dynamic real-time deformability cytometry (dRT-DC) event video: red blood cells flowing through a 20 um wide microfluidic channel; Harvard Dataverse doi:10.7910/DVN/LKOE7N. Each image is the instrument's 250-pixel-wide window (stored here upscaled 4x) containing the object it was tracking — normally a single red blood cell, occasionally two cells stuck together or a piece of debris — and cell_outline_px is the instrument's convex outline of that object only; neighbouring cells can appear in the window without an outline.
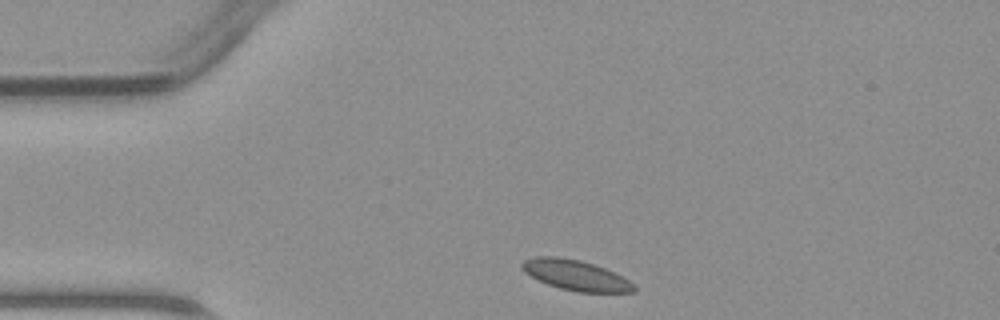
{"species": "common noctule bat (a hibernating species)", "species_latin": "Nyctalus noctula", "temperature_condition": "warm", "stored_images_in_passage": 29, "camera_frame_rate_fps": 3000, "um_per_image_px": 0.085, "animal": {"sex": "male", "body_mass_g": 23.1, "forearm_length_mm": 52.7}, "frame": {"image": 1, "passage_image": 1, "time_ms": 0.0, "image_size_px": [1000, 320], "cell_outline_px": [[636, 292], [576, 292], [560, 288], [548, 284], [524, 272], [520, 264], [524, 260], [536, 256], [556, 256], [580, 260], [604, 268], [628, 280], [636, 288]], "centroid_in_image_um": [48.91, 23.39], "position_along_channel_um": 36.1, "area_um2": 19.48}}
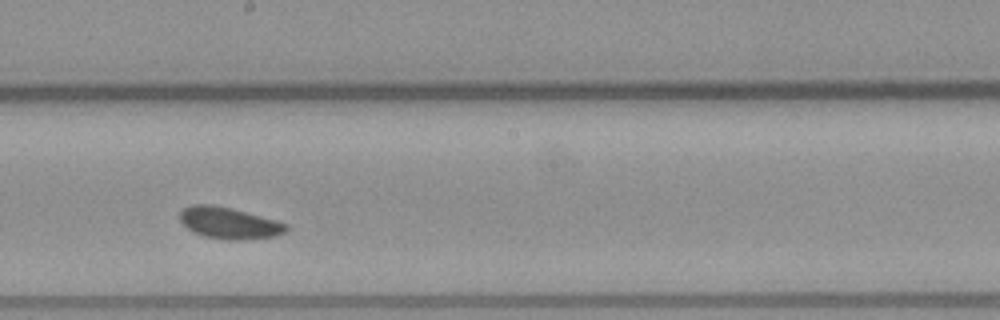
{"frame": {"image": 2, "passage_image": 17, "time_ms": 5.333, "image_size_px": [1000, 320], "cell_outline_px": [[288, 232], [276, 236], [240, 240], [228, 240], [204, 236], [192, 232], [180, 220], [180, 212], [184, 208], [192, 204], [212, 204], [276, 220], [288, 224]], "centroid_in_image_um": [19.49, 18.97], "position_along_channel_um": 228.7, "area_um2": 19.42}}
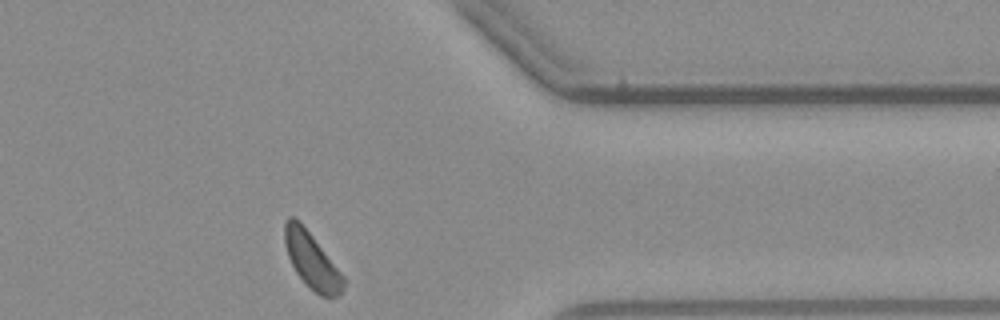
{"frame": {"image": 3, "passage_image": 29, "time_ms": 9.333, "image_size_px": [1000, 320], "cell_outline_px": [[344, 288], [336, 296], [320, 296], [296, 272], [288, 256], [284, 244], [284, 224], [288, 216], [292, 216], [300, 220], [344, 276]], "centroid_in_image_um": [26.47, 22.08], "position_along_channel_um": 384.9, "area_um2": 18.79}}